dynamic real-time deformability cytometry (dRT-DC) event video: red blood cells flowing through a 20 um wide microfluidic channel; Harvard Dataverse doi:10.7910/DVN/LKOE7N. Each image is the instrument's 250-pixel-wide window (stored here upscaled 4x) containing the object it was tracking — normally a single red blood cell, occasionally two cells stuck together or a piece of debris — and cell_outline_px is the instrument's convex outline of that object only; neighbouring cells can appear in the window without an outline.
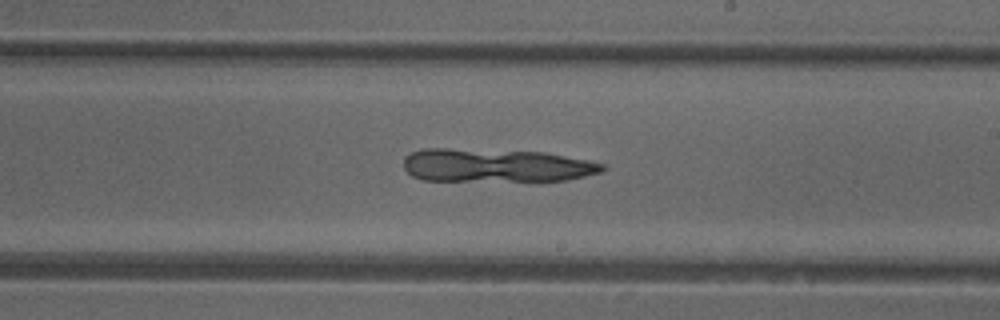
{"species": "common noctule bat (a hibernating species)", "species_latin": "Nyctalus noctula", "temperature_condition": "cold", "stored_images_in_passage": 31, "camera_frame_rate_fps": 3000, "um_per_image_px": 0.085, "animal": {"sex": "female"}, "frame": {"image": 1, "passage_image": 16, "time_ms": 5.0, "image_size_px": [1000, 320], "cell_outline_px": [[608, 168], [600, 172], [568, 180], [424, 180], [412, 176], [404, 168], [404, 156], [420, 148], [448, 148], [544, 152], [588, 160], [604, 164]], "centroid_in_image_um": [42.13, 14.05], "position_along_channel_um": 246.9, "area_um2": 38.49}}
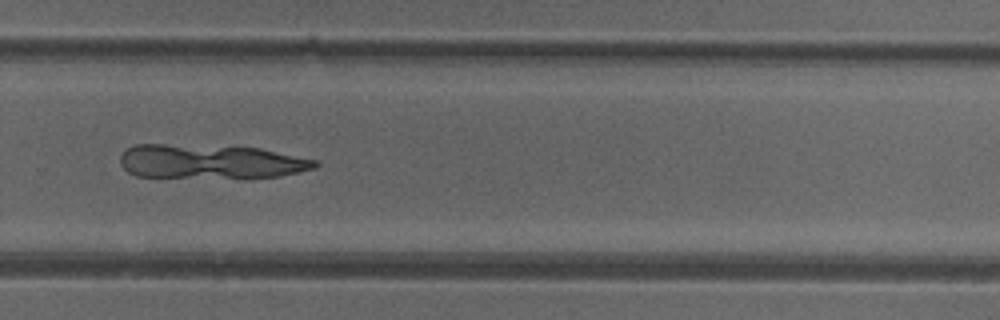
{"frame": {"image": 2, "passage_image": 21, "time_ms": 6.667, "image_size_px": [1000, 320], "cell_outline_px": [[320, 164], [316, 168], [280, 176], [136, 176], [128, 172], [120, 164], [120, 156], [128, 148], [136, 144], [164, 144], [260, 148], [316, 160]], "centroid_in_image_um": [17.88, 13.71], "position_along_channel_um": 311.9, "area_um2": 37.8}}